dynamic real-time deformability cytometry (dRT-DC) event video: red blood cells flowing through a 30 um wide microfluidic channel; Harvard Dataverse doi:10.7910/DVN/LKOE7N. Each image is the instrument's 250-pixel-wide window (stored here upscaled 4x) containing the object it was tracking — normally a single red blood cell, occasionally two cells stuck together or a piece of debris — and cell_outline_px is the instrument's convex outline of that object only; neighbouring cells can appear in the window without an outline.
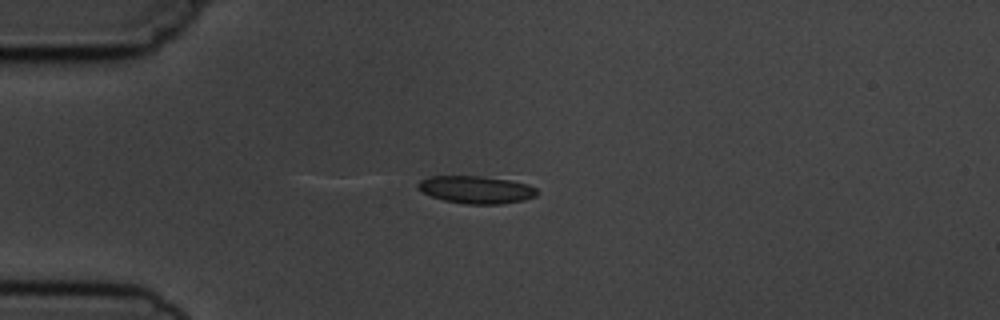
{"species": "common noctule bat (a hibernating species)", "species_latin": "Nyctalus noctula", "temperature_condition": "cold", "stored_images_in_passage": 1, "camera_frame_rate_fps": 3000, "um_per_image_px": 0.085, "animal": {"sex": "male", "body_mass_g": 19.5, "forearm_length_mm": 54.6}, "frame": {"image": 1, "passage_image": 1, "time_ms": 0.0, "image_size_px": [1000, 320], "cell_outline_px": [[540, 192], [536, 196], [524, 200], [500, 204], [464, 204], [444, 200], [432, 196], [416, 188], [416, 184], [420, 180], [432, 176], [480, 176], [512, 180], [528, 184], [536, 188]], "centroid_in_image_um": [40.5, 16.12], "position_along_channel_um": 44.5, "area_um2": 19.25}}